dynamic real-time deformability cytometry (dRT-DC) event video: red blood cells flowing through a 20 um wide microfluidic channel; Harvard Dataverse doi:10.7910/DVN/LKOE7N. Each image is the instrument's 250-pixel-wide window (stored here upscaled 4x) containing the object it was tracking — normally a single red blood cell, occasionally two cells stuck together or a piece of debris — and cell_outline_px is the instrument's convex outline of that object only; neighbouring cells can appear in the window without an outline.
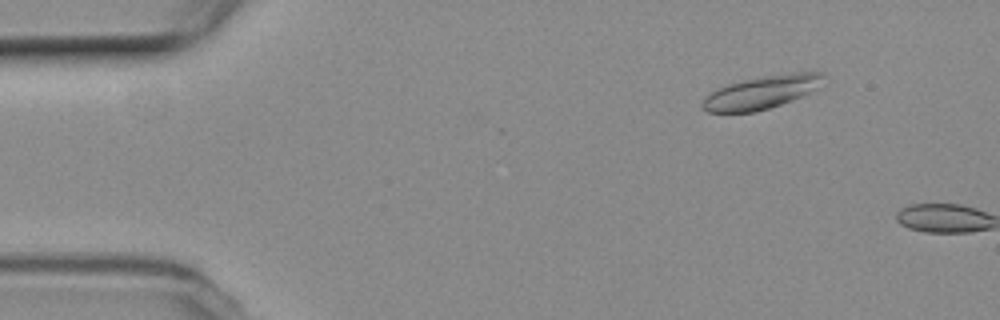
{"species": "common noctule bat (a hibernating species)", "species_latin": "Nyctalus noctula", "temperature_condition": "room temperature", "stored_images_in_passage": 7, "camera_frame_rate_fps": 3000, "um_per_image_px": 0.085, "animal": {"sex": "female", "body_mass_g": 19.3, "forearm_length_mm": 54.1}, "frame": {"image": 1, "passage_image": 6, "time_ms": 1.667, "image_size_px": [1000, 320], "cell_outline_px": [[828, 76], [816, 88], [792, 100], [756, 112], [708, 112], [700, 108], [700, 104], [704, 96], [716, 88], [728, 84], [744, 80], [788, 72], [824, 72]], "centroid_in_image_um": [64.7, 7.84], "position_along_channel_um": 20.3, "area_um2": 23.35}}